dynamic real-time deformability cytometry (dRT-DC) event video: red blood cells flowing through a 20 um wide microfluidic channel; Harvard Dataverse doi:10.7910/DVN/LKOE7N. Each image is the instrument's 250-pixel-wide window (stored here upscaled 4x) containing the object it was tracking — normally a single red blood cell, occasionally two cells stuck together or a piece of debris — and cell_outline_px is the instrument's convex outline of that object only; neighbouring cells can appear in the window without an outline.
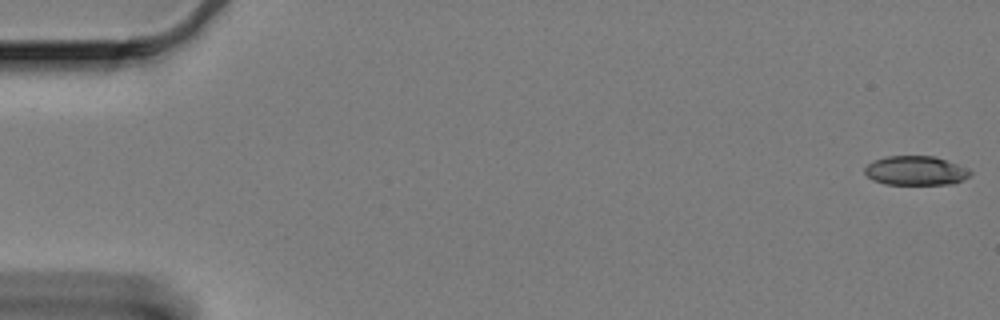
{"species": "Egyptian fruit bat (a non-hibernating species)", "species_latin": "Rousettus aegyptiacus", "temperature_condition": "cold", "stored_images_in_passage": 60, "camera_frame_rate_fps": 3000, "um_per_image_px": 0.085, "animal": {"sex": "female"}, "frame": {"image": 1, "passage_image": 1, "time_ms": 0.0, "image_size_px": [1000, 320], "cell_outline_px": [[972, 172], [964, 180], [952, 184], [884, 184], [872, 180], [864, 172], [864, 168], [872, 160], [884, 156], [936, 156], [968, 168]], "centroid_in_image_um": [77.82, 14.5], "position_along_channel_um": 7.2, "area_um2": 18.15}}
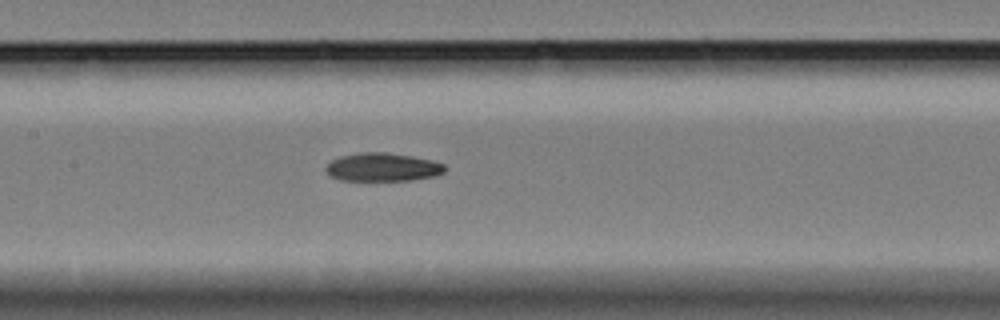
{"frame": {"image": 2, "passage_image": 29, "time_ms": 9.333, "image_size_px": [1000, 320], "cell_outline_px": [[444, 172], [432, 176], [408, 180], [340, 180], [332, 176], [324, 168], [332, 160], [340, 156], [360, 152], [384, 152], [412, 156], [444, 164]], "centroid_in_image_um": [32.47, 14.2], "position_along_channel_um": 174.9, "area_um2": 19.25}}
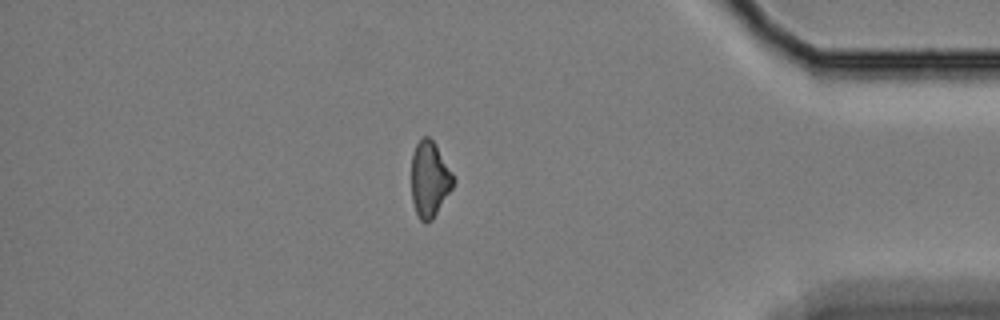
{"frame": {"image": 3, "passage_image": 52, "time_ms": 17.0, "image_size_px": [1000, 320], "cell_outline_px": [[456, 180], [452, 188], [432, 220], [424, 224], [420, 220], [416, 212], [412, 200], [412, 152], [416, 144], [424, 136], [428, 136], [436, 144], [452, 172]], "centroid_in_image_um": [36.52, 15.23], "position_along_channel_um": 398.7, "area_um2": 18.5}, "authors_computed_cell_mechanics": {"area_um2": 19.4786, "velocity_mm_per_s": 3.3353, "shape_relaxation_time_tau1_ms": 4.9929, "shape_relaxation_time_tau2_ms": null, "deformation_change_tau1": 0.1492, "deformation_change_tau2": null}}